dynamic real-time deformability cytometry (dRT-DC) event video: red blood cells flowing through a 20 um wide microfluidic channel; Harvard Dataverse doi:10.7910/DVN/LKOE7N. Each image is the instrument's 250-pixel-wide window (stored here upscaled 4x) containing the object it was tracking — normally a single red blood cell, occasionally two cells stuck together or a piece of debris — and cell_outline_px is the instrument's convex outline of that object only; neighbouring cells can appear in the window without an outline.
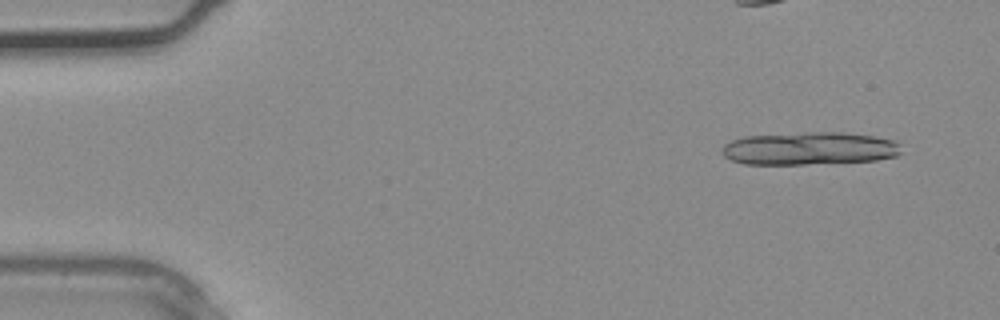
{"species": "common noctule bat (a hibernating species)", "species_latin": "Nyctalus noctula", "temperature_condition": "warm", "stored_images_in_passage": 4, "camera_frame_rate_fps": 3000, "um_per_image_px": 0.085, "animal": {"sex": "male", "body_mass_g": 20.4}, "frame": {"image": 1, "passage_image": 1, "time_ms": 0.0, "image_size_px": [1000, 320], "cell_outline_px": [[900, 152], [896, 156], [876, 160], [804, 164], [744, 164], [732, 160], [724, 156], [720, 152], [720, 148], [724, 144], [732, 140], [744, 136], [808, 132], [844, 132], [872, 136], [896, 140], [900, 144]], "centroid_in_image_um": [68.77, 12.61], "position_along_channel_um": 16.2, "area_um2": 34.45}}